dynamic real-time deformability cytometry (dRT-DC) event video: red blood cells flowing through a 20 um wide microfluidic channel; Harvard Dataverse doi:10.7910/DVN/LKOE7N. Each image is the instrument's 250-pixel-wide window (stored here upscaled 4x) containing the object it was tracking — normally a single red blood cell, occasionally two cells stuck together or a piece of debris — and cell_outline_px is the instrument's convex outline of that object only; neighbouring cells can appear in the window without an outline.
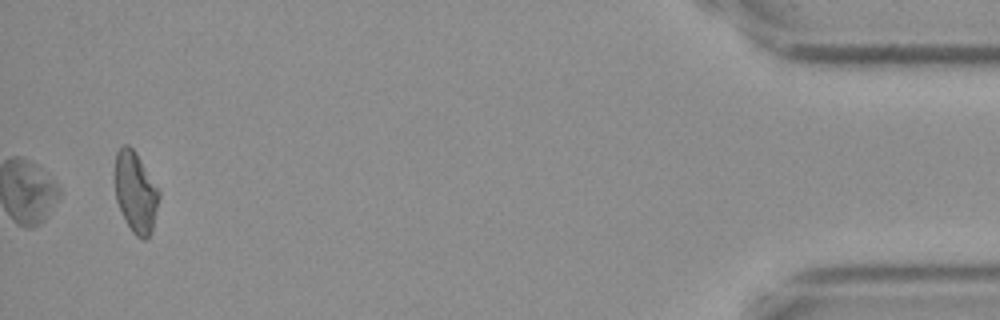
{"species": "Egyptian fruit bat (a non-hibernating species)", "species_latin": "Rousettus aegyptiacus", "temperature_condition": "cold", "stored_images_in_passage": 39, "camera_frame_rate_fps": 3000, "um_per_image_px": 0.085, "frame": {"image": 1, "passage_image": 39, "time_ms": 12.667, "image_size_px": [1000, 320], "cell_outline_px": [[160, 196], [152, 232], [144, 240], [136, 236], [132, 232], [124, 220], [116, 200], [112, 176], [116, 152], [124, 144], [128, 144], [136, 152], [160, 192]], "centroid_in_image_um": [11.48, 16.32], "position_along_channel_um": 423.7, "area_um2": 21.33}, "authors_computed_cell_mechanics": {"area_um2": 20.5768, "velocity_mm_per_s": 3.6245, "shape_relaxation_time_tau1_ms": 4.8941, "shape_relaxation_time_tau2_ms": null, "deformation_change_tau1": 0.0764, "deformation_change_tau2": null}}